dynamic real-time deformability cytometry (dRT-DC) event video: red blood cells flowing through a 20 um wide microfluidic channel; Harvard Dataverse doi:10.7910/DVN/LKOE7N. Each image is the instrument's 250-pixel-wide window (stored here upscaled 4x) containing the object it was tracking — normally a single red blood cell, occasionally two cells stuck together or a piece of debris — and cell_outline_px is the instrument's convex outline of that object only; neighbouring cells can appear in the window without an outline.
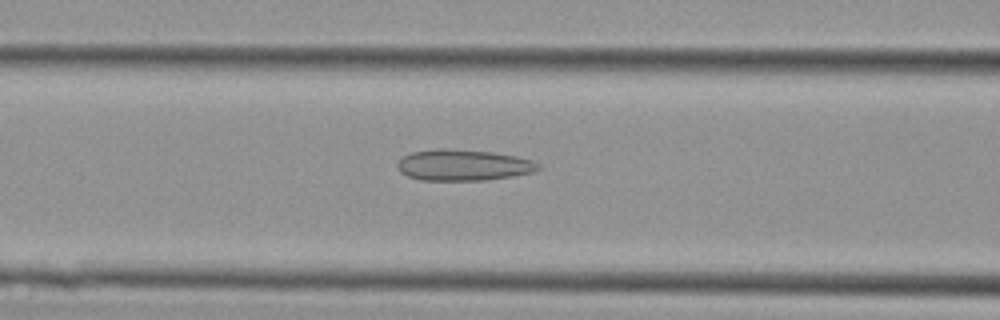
{"species": "Egyptian fruit bat (a non-hibernating species)", "species_latin": "Rousettus aegyptiacus", "temperature_condition": "cold", "stored_images_in_passage": 28, "camera_frame_rate_fps": 3000, "um_per_image_px": 0.085, "animal": {"sex": "female"}, "frame": {"image": 1, "passage_image": 5, "time_ms": 1.333, "image_size_px": [1000, 320], "cell_outline_px": [[544, 168], [532, 172], [512, 176], [484, 180], [420, 180], [408, 176], [400, 172], [396, 164], [404, 156], [412, 152], [436, 148], [444, 148], [492, 152], [516, 156], [532, 160], [540, 164]], "centroid_in_image_um": [39.39, 14.03], "position_along_channel_um": 127.2, "area_um2": 25.61}}
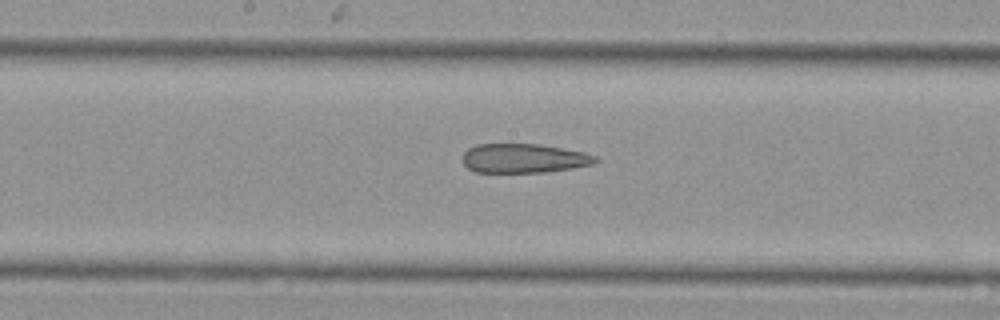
{"frame": {"image": 2, "passage_image": 10, "time_ms": 3.0, "image_size_px": [1000, 320], "cell_outline_px": [[600, 160], [592, 164], [572, 168], [544, 172], [476, 172], [468, 168], [460, 160], [460, 156], [468, 148], [476, 144], [536, 144], [584, 152], [596, 156]], "centroid_in_image_um": [44.47, 13.45], "position_along_channel_um": 203.7, "area_um2": 22.66}}
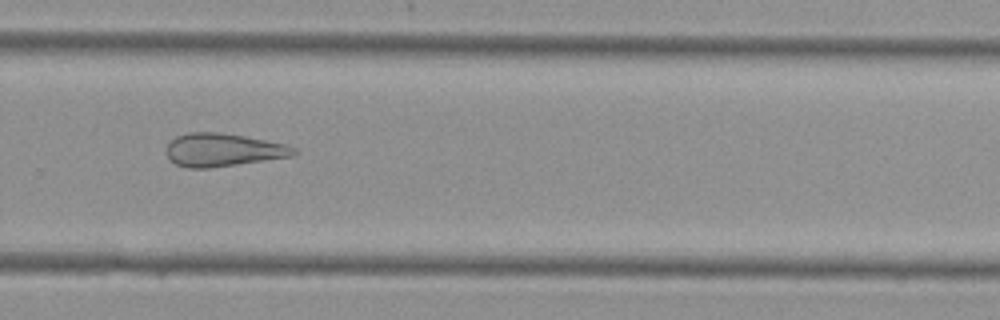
{"frame": {"image": 3, "passage_image": 17, "time_ms": 5.333, "image_size_px": [1000, 320], "cell_outline_px": [[296, 152], [292, 156], [208, 168], [188, 168], [176, 164], [168, 156], [168, 144], [176, 136], [188, 132], [220, 132], [244, 136], [284, 144], [296, 148]], "centroid_in_image_um": [18.94, 12.73], "position_along_channel_um": 310.9, "area_um2": 24.1}}